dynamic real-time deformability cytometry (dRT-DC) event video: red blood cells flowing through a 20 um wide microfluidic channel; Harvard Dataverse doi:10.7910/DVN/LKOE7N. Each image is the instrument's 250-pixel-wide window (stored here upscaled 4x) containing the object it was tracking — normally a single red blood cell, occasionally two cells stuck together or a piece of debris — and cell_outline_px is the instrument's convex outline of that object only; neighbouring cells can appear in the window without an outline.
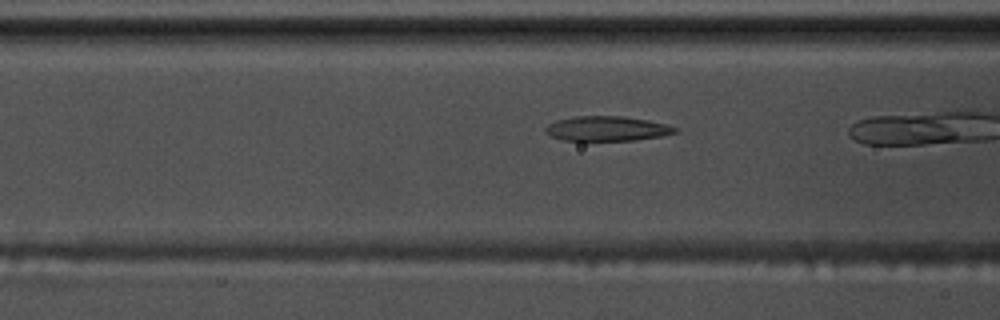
{"species": "common noctule bat (a hibernating species)", "species_latin": "Nyctalus noctula", "temperature_condition": "warm", "stored_images_in_passage": 21, "camera_frame_rate_fps": 3000, "um_per_image_px": 0.085, "animal": {"sex": "male", "body_mass_g": 17.5, "forearm_length_mm": 52.3}, "frame": {"image": 1, "passage_image": 10, "time_ms": 3.0, "image_size_px": [1000, 320], "cell_outline_px": [[680, 132], [660, 136], [636, 140], [560, 140], [544, 132], [544, 128], [548, 124], [556, 120], [572, 116], [624, 116], [648, 120], [668, 124], [676, 128]], "centroid_in_image_um": [51.58, 10.92], "position_along_channel_um": 115.0, "area_um2": 18.84}}